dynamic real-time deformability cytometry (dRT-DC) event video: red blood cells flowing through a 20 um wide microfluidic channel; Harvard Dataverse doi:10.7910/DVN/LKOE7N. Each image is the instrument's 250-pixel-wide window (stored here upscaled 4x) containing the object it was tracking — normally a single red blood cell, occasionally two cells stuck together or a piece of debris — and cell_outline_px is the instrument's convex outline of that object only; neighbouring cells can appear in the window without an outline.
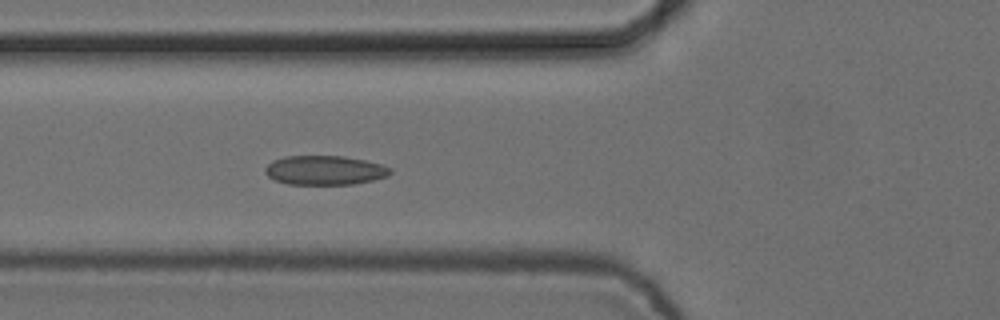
{"species": "common noctule bat (a hibernating species)", "species_latin": "Nyctalus noctula", "temperature_condition": "cold", "stored_images_in_passage": 6, "camera_frame_rate_fps": 3000, "um_per_image_px": 0.085, "animal": {"sex": "female", "body_mass_g": 24.6, "forearm_length_mm": 56.2}, "frame": {"image": 1, "passage_image": 6, "time_ms": 1.667, "image_size_px": [1000, 320], "cell_outline_px": [[392, 172], [388, 176], [372, 180], [352, 184], [288, 184], [276, 180], [268, 176], [264, 172], [264, 168], [272, 160], [284, 156], [344, 156], [364, 160], [380, 164], [392, 168]], "centroid_in_image_um": [27.59, 14.46], "position_along_channel_um": 98.2, "area_um2": 21.33}}